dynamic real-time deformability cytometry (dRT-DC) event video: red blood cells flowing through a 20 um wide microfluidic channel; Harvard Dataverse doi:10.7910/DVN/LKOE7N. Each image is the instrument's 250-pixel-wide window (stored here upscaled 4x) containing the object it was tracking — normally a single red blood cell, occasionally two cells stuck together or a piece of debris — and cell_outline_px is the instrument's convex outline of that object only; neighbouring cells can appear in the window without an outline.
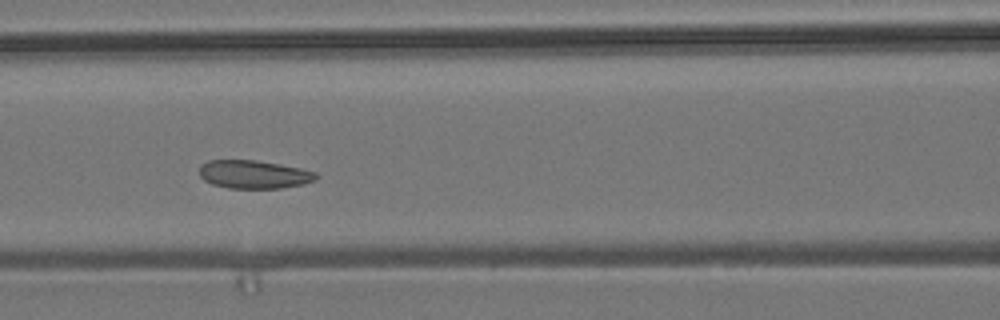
{"species": "common noctule bat (a hibernating species)", "species_latin": "Nyctalus noctula", "temperature_condition": "room temperature", "stored_images_in_passage": 7, "camera_frame_rate_fps": 3000, "um_per_image_px": 0.085, "animal": {"sex": "male", "body_mass_g": 19.2, "forearm_length_mm": 51.8}, "frame": {"image": 1, "passage_image": 6, "time_ms": 6.667, "image_size_px": [1000, 320], "cell_outline_px": [[320, 176], [316, 180], [304, 184], [280, 188], [228, 188], [212, 184], [204, 180], [200, 176], [200, 164], [208, 160], [256, 160], [280, 164], [300, 168], [316, 172]], "centroid_in_image_um": [21.6, 14.82], "position_along_channel_um": 145.0, "area_um2": 19.36}}
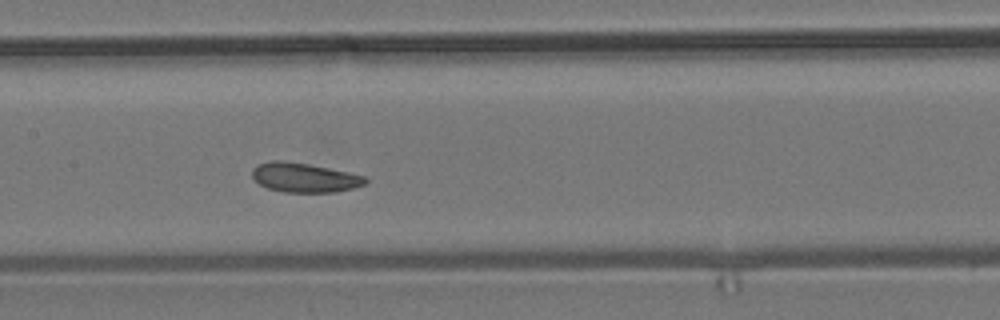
{"frame": {"image": 2, "passage_image": 7, "time_ms": 7.667, "image_size_px": [1000, 320], "cell_outline_px": [[368, 180], [364, 184], [352, 188], [336, 192], [284, 192], [268, 188], [260, 184], [252, 176], [252, 168], [256, 164], [272, 160], [284, 160], [308, 164], [328, 168], [364, 176]], "centroid_in_image_um": [25.83, 15.08], "position_along_channel_um": 181.6, "area_um2": 19.25}}